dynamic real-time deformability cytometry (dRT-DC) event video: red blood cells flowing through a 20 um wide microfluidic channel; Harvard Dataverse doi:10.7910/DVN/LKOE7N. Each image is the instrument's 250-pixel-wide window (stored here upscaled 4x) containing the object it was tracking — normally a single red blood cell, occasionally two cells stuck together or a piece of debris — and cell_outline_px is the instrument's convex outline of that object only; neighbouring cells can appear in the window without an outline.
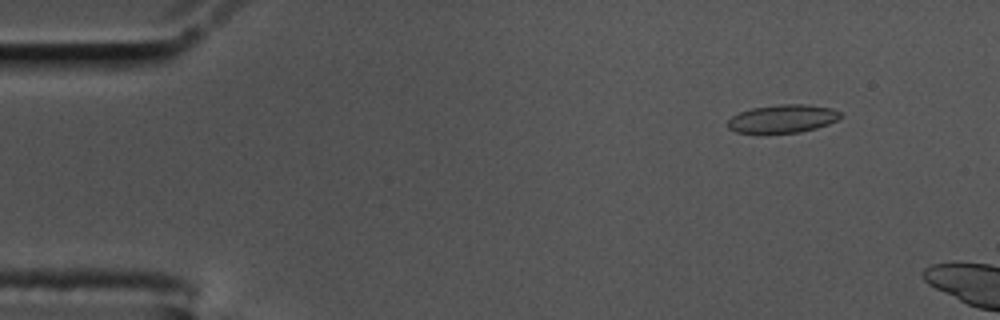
{"species": "common noctule bat (a hibernating species)", "species_latin": "Nyctalus noctula", "temperature_condition": "cold", "stored_images_in_passage": 10, "camera_frame_rate_fps": 3000, "um_per_image_px": 0.085, "animal": {"sex": "male", "body_mass_g": 17.5, "forearm_length_mm": 52.3}, "frame": {"image": 1, "passage_image": 6, "time_ms": 1.667, "image_size_px": [1000, 320], "cell_outline_px": [[844, 116], [828, 124], [816, 128], [800, 132], [736, 132], [728, 128], [728, 120], [732, 116], [740, 112], [752, 108], [780, 104], [808, 104], [832, 108], [840, 112]], "centroid_in_image_um": [66.56, 10.07], "position_along_channel_um": 18.4, "area_um2": 18.32}}